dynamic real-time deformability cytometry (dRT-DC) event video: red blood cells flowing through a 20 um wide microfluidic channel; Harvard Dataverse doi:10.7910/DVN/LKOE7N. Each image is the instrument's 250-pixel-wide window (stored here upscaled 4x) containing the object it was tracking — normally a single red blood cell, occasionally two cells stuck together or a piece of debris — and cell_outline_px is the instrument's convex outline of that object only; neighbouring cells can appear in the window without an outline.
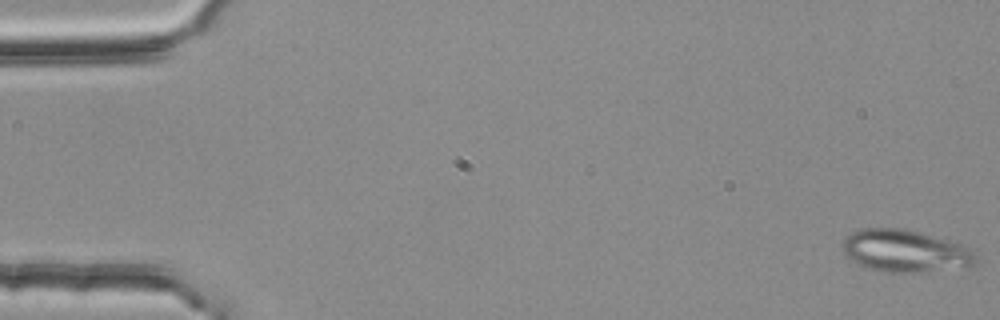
{"species": "common noctule bat (a hibernating species)", "species_latin": "Nyctalus noctula", "temperature_condition": "room temperature", "stored_images_in_passage": 54, "segment_of_instrument_passage": [1, 2], "camera_frame_rate_fps": 3000, "um_per_image_px": 0.085, "animal": {"sex": "female", "body_mass_g": 25.1}, "frame": {"image": 1, "passage_image": 1, "time_ms": 0.0, "image_size_px": [1000, 320], "cell_outline_px": [[980, 264], [968, 268], [916, 272], [888, 272], [864, 268], [852, 260], [844, 252], [844, 240], [848, 232], [860, 228], [900, 228], [920, 232], [964, 244], [980, 256]], "centroid_in_image_um": [77.04, 21.34], "position_along_channel_um": 8.0, "area_um2": 33.58}}